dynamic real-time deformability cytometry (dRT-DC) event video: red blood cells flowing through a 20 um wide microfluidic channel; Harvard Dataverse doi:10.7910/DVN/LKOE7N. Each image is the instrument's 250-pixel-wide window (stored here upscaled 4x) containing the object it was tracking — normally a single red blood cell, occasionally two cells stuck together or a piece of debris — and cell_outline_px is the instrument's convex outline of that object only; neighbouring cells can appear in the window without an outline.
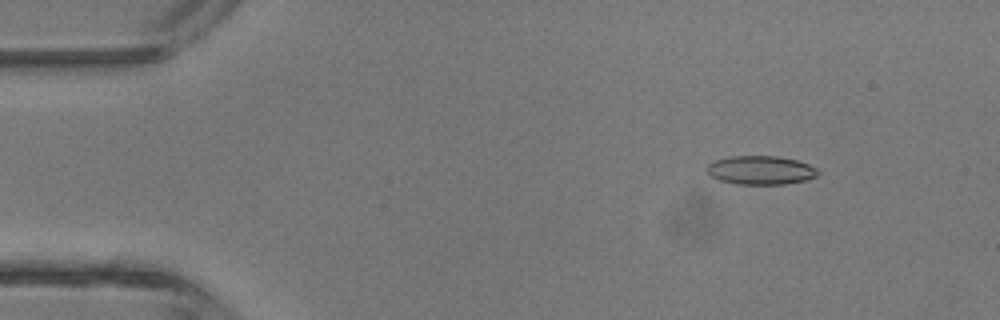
{"species": "common noctule bat (a hibernating species)", "species_latin": "Nyctalus noctula", "temperature_condition": "room temperature", "stored_images_in_passage": 4, "camera_frame_rate_fps": 3000, "um_per_image_px": 0.085, "animal": {"sex": "male", "body_mass_g": 13.3}, "frame": {"image": 1, "passage_image": 2, "time_ms": 1.0, "image_size_px": [1000, 320], "cell_outline_px": [[820, 172], [816, 176], [808, 180], [784, 184], [736, 184], [720, 180], [708, 176], [708, 164], [716, 160], [732, 156], [780, 156], [796, 160], [808, 164], [816, 168]], "centroid_in_image_um": [64.68, 14.47], "position_along_channel_um": 20.3, "area_um2": 18.61}}
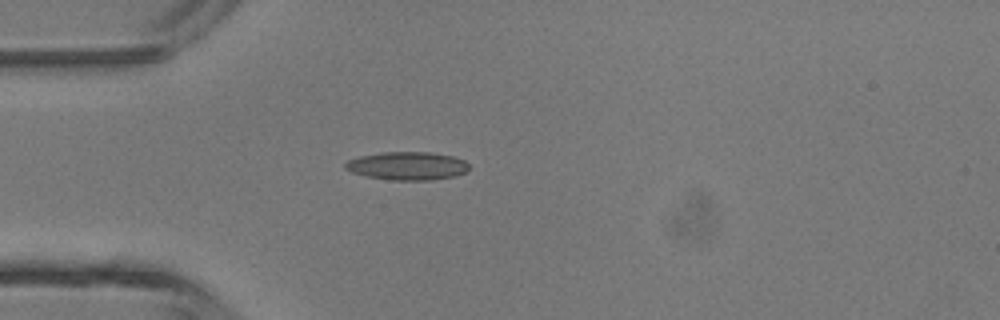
{"frame": {"image": 2, "passage_image": 4, "time_ms": 3.333, "image_size_px": [1000, 320], "cell_outline_px": [[468, 172], [456, 176], [432, 180], [392, 180], [364, 176], [352, 172], [344, 168], [344, 164], [348, 160], [360, 156], [380, 152], [428, 152], [452, 156], [464, 160], [468, 164]], "centroid_in_image_um": [34.62, 14.1], "position_along_channel_um": 50.4, "area_um2": 20.46}}